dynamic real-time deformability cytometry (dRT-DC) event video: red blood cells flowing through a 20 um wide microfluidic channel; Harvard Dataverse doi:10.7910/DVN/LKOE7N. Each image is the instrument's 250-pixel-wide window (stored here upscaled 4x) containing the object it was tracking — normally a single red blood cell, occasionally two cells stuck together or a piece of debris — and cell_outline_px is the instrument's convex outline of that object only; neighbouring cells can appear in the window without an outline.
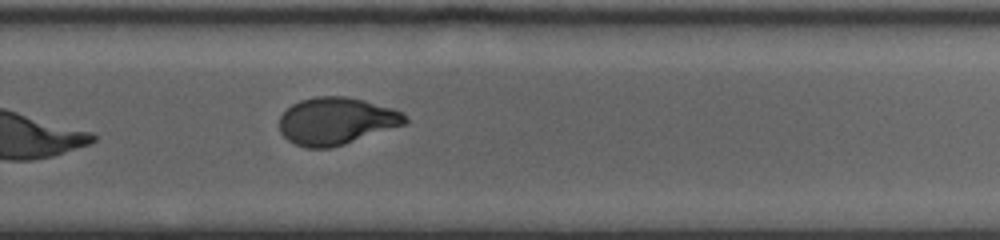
{"species": "human", "species_latin": "Homo sapiens", "temperature_condition": "warm", "stored_images_in_passage": 26, "camera_frame_rate_fps": 3000, "um_per_image_px": 0.085, "donor": {"sex": "female"}, "frame": {"image": 1, "passage_image": 26, "time_ms": 17.0, "image_size_px": [1000, 240], "cell_outline_px": [[408, 124], [344, 144], [328, 148], [308, 148], [296, 144], [288, 140], [280, 132], [280, 116], [292, 104], [300, 100], [316, 96], [344, 96], [364, 100], [392, 108], [404, 112], [408, 120]], "centroid_in_image_um": [28.62, 10.28], "position_along_channel_um": 301.2, "area_um2": 34.68}}